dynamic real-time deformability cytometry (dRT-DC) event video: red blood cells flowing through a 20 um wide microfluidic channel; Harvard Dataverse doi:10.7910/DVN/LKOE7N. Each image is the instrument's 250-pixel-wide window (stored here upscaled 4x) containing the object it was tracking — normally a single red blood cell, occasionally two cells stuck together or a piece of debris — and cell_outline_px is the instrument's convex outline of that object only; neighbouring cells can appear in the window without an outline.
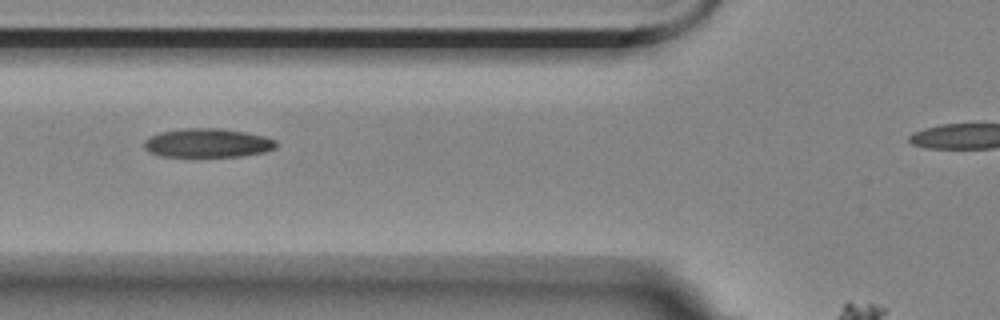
{"species": "Egyptian fruit bat (a non-hibernating species)", "species_latin": "Rousettus aegyptiacus", "temperature_condition": "room temperature", "stored_images_in_passage": 10, "segment_of_instrument_passage": [1, 2], "camera_frame_rate_fps": 3000, "um_per_image_px": 0.085, "animal": {"sex": "female"}, "frame": {"image": 1, "passage_image": 7, "time_ms": 7.0, "image_size_px": [1000, 320], "cell_outline_px": [[276, 148], [264, 152], [244, 156], [196, 160], [192, 160], [160, 156], [148, 152], [144, 148], [144, 140], [160, 132], [188, 128], [220, 128], [248, 132], [264, 136], [276, 140]], "centroid_in_image_um": [17.62, 12.22], "position_along_channel_um": 108.2, "area_um2": 23.52}}
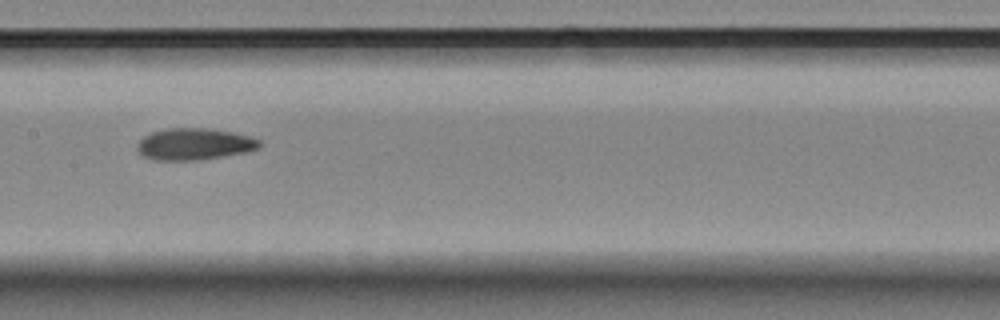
{"frame": {"image": 2, "passage_image": 9, "time_ms": 9.333, "image_size_px": [1000, 320], "cell_outline_px": [[260, 148], [248, 152], [196, 160], [152, 160], [144, 156], [136, 148], [136, 144], [144, 136], [152, 132], [164, 128], [204, 128], [232, 132], [248, 136], [260, 140]], "centroid_in_image_um": [16.5, 12.25], "position_along_channel_um": 190.9, "area_um2": 22.54}}